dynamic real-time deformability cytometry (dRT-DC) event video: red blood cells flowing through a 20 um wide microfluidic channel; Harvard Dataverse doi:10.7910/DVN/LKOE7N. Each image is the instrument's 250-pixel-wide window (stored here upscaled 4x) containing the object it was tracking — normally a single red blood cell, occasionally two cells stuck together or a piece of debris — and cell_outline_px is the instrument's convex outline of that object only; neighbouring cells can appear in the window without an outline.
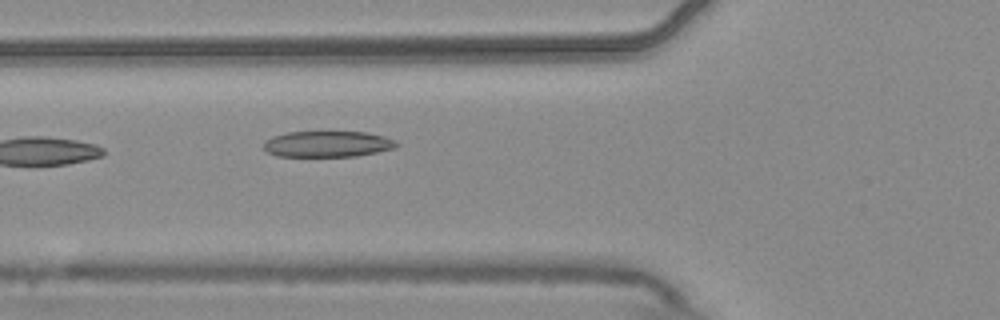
{"species": "common noctule bat (a hibernating species)", "species_latin": "Nyctalus noctula", "temperature_condition": "warm", "stored_images_in_passage": 5, "camera_frame_rate_fps": 3000, "um_per_image_px": 0.085, "animal": {"sex": "male", "body_mass_g": 20.4}, "frame": {"image": 1, "passage_image": 5, "time_ms": 1.333, "image_size_px": [1000, 320], "cell_outline_px": [[400, 144], [396, 148], [356, 156], [276, 156], [268, 152], [264, 148], [264, 140], [272, 136], [288, 132], [364, 132], [384, 136], [396, 140]], "centroid_in_image_um": [27.85, 12.24], "position_along_channel_um": 97.9, "area_um2": 20.17}}